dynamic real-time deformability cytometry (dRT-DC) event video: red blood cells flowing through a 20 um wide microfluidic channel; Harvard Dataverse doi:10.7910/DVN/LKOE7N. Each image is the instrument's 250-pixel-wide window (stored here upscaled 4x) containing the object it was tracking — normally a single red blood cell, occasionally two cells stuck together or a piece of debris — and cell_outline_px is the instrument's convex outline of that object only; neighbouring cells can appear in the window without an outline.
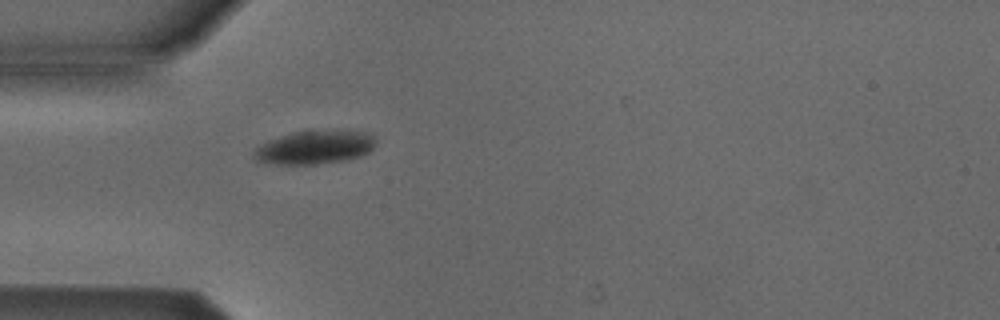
{"species": "Egyptian fruit bat (a non-hibernating species)", "species_latin": "Rousettus aegyptiacus", "temperature_condition": "cold", "stored_images_in_passage": 38, "camera_frame_rate_fps": 3000, "um_per_image_px": 0.085, "animal": {"sex": "male"}, "frame": {"image": 1, "passage_image": 1, "time_ms": 0.0, "image_size_px": [1000, 320], "cell_outline_px": [[376, 144], [368, 152], [360, 156], [344, 160], [316, 164], [276, 164], [256, 160], [252, 156], [252, 152], [260, 144], [268, 140], [280, 136], [296, 132], [324, 128], [344, 128], [372, 132], [376, 140]], "centroid_in_image_um": [26.82, 12.46], "position_along_channel_um": 58.2, "area_um2": 24.62}}
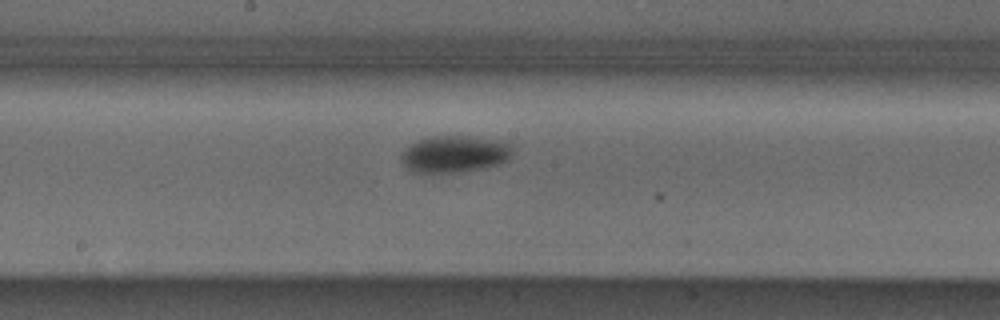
{"frame": {"image": 2, "passage_image": 13, "time_ms": 4.0, "image_size_px": [1000, 320], "cell_outline_px": [[512, 156], [508, 160], [484, 168], [452, 172], [412, 172], [400, 160], [400, 152], [412, 144], [428, 136], [472, 136], [512, 140]], "centroid_in_image_um": [38.71, 13.06], "position_along_channel_um": 209.5, "area_um2": 24.28}}
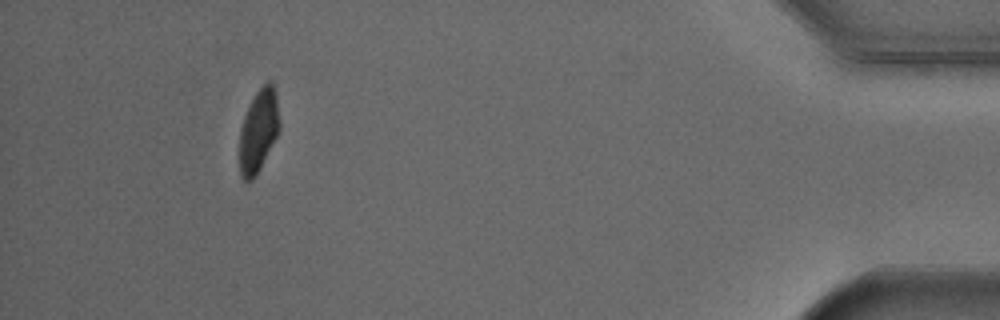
{"frame": {"image": 3, "passage_image": 34, "time_ms": 11.0, "image_size_px": [1000, 320], "cell_outline_px": [[280, 128], [256, 176], [252, 180], [244, 180], [240, 176], [240, 128], [244, 116], [256, 92], [268, 80], [272, 80], [276, 96], [280, 124]], "centroid_in_image_um": [21.97, 11.1], "position_along_channel_um": 413.2, "area_um2": 19.02}, "authors_computed_cell_mechanics": {"area_um2": 23.3512, "velocity_mm_per_s": 3.8769, "shape_relaxation_time_tau1_ms": 7.3803, "shape_relaxation_time_tau2_ms": null, "deformation_change_tau1": 0.1497, "deformation_change_tau2": null}}